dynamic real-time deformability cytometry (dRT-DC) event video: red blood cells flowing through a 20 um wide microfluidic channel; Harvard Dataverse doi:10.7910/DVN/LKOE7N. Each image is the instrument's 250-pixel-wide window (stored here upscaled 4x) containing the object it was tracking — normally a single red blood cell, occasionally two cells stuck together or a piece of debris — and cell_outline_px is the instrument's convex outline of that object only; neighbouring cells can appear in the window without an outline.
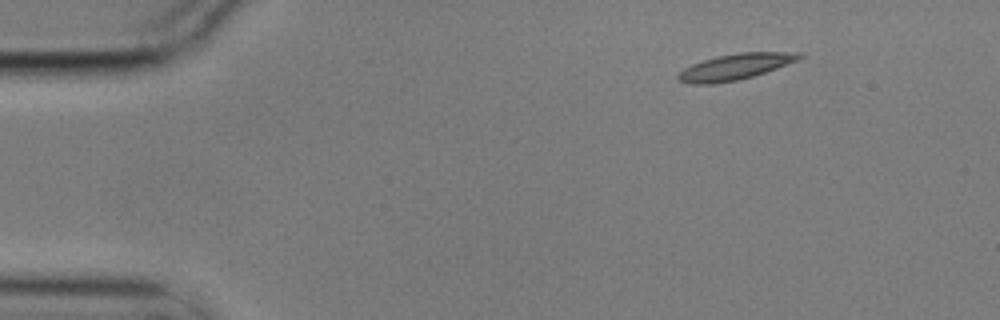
{"species": "common noctule bat (a hibernating species)", "species_latin": "Nyctalus noctula", "temperature_condition": "cold", "stored_images_in_passage": 6, "camera_frame_rate_fps": 3000, "um_per_image_px": 0.085, "animal": {"sex": "male", "body_mass_g": 17.9}, "frame": {"image": 1, "passage_image": 1, "time_ms": 0.0, "image_size_px": [1000, 320], "cell_outline_px": [[804, 56], [796, 60], [776, 68], [752, 76], [736, 80], [712, 84], [688, 84], [676, 80], [676, 76], [684, 68], [692, 64], [716, 56], [740, 52], [800, 52]], "centroid_in_image_um": [62.43, 5.68], "position_along_channel_um": 22.6, "area_um2": 18.15}}
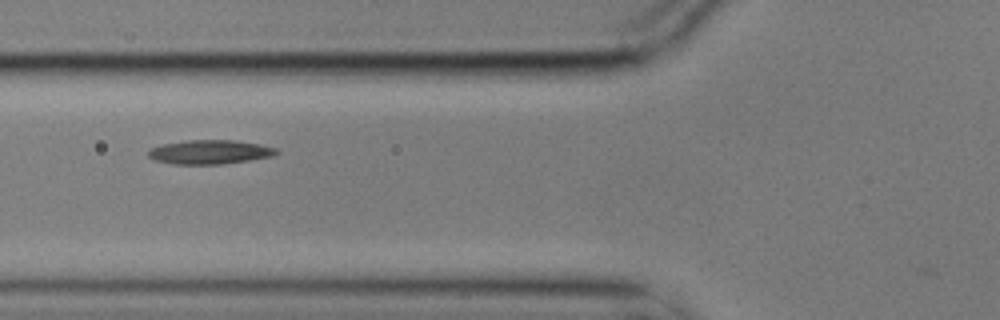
{"frame": {"image": 2, "passage_image": 5, "time_ms": 1.333, "image_size_px": [1000, 320], "cell_outline_px": [[280, 152], [272, 156], [248, 160], [220, 164], [172, 164], [156, 160], [148, 156], [148, 148], [164, 144], [188, 140], [232, 140], [260, 144], [276, 148]], "centroid_in_image_um": [17.82, 12.92], "position_along_channel_um": 108.0, "area_um2": 17.86}}
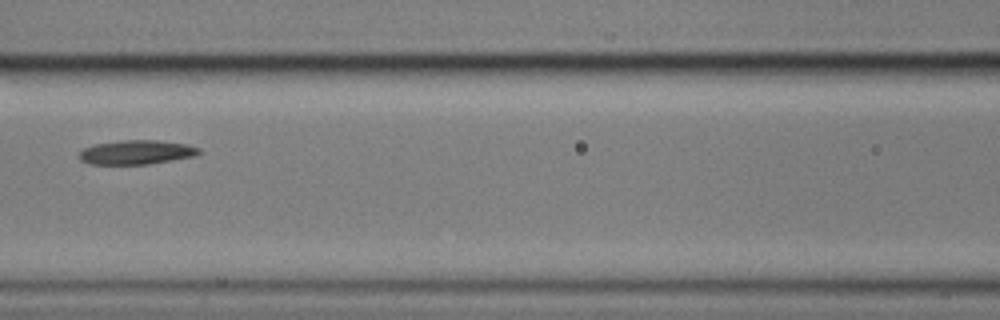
{"frame": {"image": 3, "passage_image": 6, "time_ms": 1.667, "image_size_px": [1000, 320], "cell_outline_px": [[204, 152], [196, 156], [148, 164], [88, 164], [80, 160], [80, 152], [84, 148], [92, 144], [124, 140], [156, 140], [188, 144], [200, 148]], "centroid_in_image_um": [11.64, 12.94], "position_along_channel_um": 155.0, "area_um2": 17.05}}